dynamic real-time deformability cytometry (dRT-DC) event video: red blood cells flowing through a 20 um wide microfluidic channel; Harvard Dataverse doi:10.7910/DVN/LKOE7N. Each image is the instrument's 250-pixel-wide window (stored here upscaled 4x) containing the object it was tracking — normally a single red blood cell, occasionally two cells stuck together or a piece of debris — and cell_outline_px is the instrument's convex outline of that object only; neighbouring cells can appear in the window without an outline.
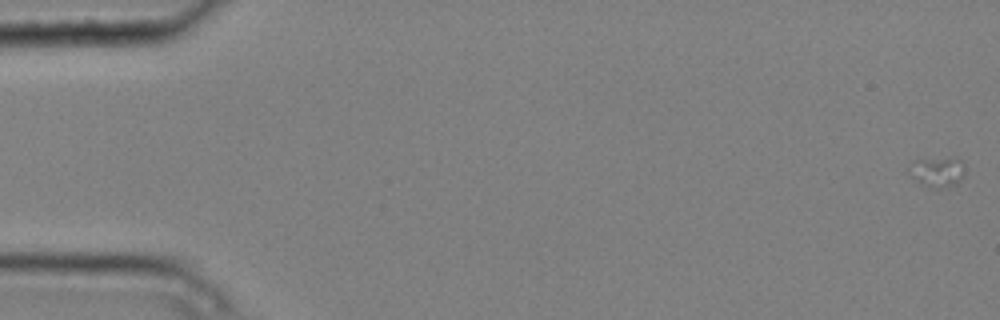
{"species": "common noctule bat (a hibernating species)", "species_latin": "Nyctalus noctula", "temperature_condition": "cold", "stored_images_in_passage": 3, "camera_frame_rate_fps": 3000, "um_per_image_px": 0.085, "animal": {"sex": "male", "body_mass_g": 20.4}, "frame": {"image": 1, "passage_image": 1, "time_ms": 0.0, "image_size_px": [1000, 320], "cell_outline_px": [[964, 176], [956, 184], [944, 188], [936, 188], [924, 184], [912, 176], [908, 172], [908, 164], [912, 160], [956, 156], [964, 164]], "centroid_in_image_um": [79.69, 14.56], "position_along_channel_um": 5.3, "area_um2": 10.0}}